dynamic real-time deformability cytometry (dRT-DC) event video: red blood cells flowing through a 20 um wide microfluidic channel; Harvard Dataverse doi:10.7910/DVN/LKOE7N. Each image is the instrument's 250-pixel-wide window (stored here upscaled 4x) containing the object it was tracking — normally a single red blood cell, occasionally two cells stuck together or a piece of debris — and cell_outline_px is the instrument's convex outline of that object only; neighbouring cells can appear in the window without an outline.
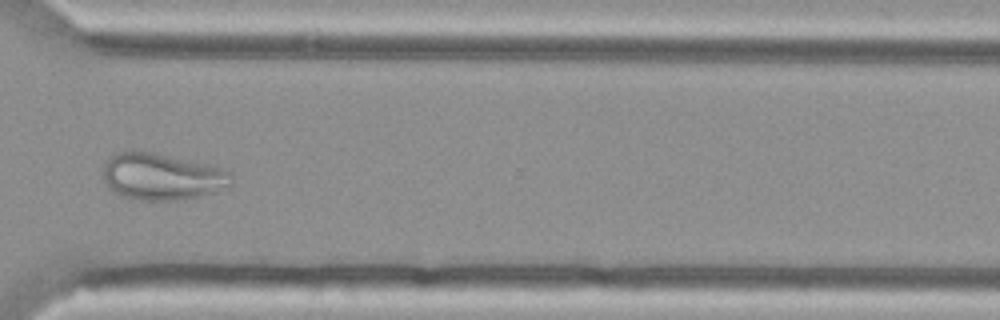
{"species": "Egyptian fruit bat (a non-hibernating species)", "species_latin": "Rousettus aegyptiacus", "temperature_condition": "cold", "stored_images_in_passage": 49, "camera_frame_rate_fps": 3000, "um_per_image_px": 0.085, "animal": {"sex": "female"}, "frame": {"image": 1, "passage_image": 35, "time_ms": 11.333, "image_size_px": [1000, 320], "cell_outline_px": [[232, 184], [212, 192], [196, 196], [176, 200], [140, 200], [124, 196], [108, 188], [104, 180], [104, 160], [112, 152], [132, 148], [152, 152], [224, 168], [232, 176]], "centroid_in_image_um": [13.67, 14.96], "position_along_channel_um": 356.9, "area_um2": 35.08}}